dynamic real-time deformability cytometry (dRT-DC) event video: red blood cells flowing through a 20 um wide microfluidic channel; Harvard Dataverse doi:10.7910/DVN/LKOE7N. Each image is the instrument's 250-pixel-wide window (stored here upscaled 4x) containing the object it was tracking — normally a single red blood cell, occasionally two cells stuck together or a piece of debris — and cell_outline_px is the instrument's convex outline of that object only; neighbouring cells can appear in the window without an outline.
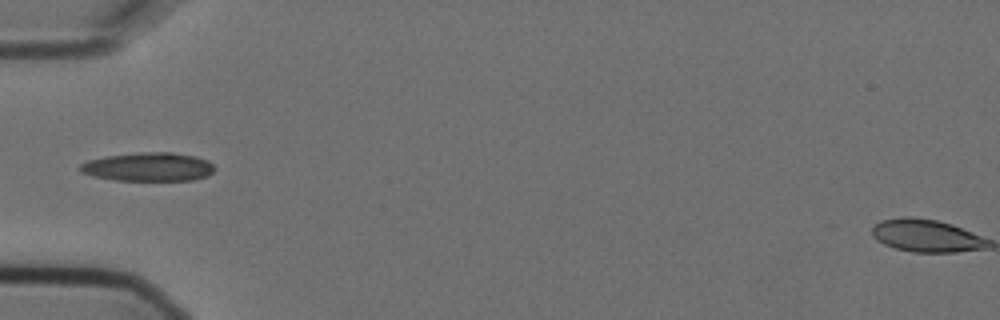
{"species": "Egyptian fruit bat (a non-hibernating species)", "species_latin": "Rousettus aegyptiacus", "temperature_condition": "cold", "stored_images_in_passage": 6, "camera_frame_rate_fps": 3000, "um_per_image_px": 0.085, "animal": {"sex": "female"}, "frame": {"image": 1, "passage_image": 6, "time_ms": 1.667, "image_size_px": [1000, 320], "cell_outline_px": [[216, 168], [208, 176], [192, 180], [116, 180], [92, 176], [80, 172], [76, 168], [80, 164], [88, 160], [104, 156], [140, 152], [172, 152], [196, 156], [208, 160]], "centroid_in_image_um": [12.59, 14.18], "position_along_channel_um": 72.4, "area_um2": 22.72}}